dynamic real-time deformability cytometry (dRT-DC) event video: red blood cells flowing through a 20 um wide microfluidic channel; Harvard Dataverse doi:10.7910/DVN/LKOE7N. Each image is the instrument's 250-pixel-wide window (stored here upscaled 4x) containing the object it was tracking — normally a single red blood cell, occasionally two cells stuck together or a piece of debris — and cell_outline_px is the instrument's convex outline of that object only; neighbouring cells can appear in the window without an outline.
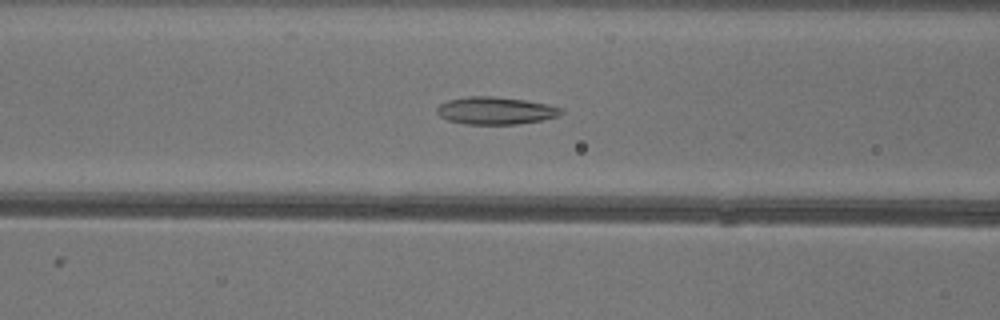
{"species": "common noctule bat (a hibernating species)", "species_latin": "Nyctalus noctula", "temperature_condition": "warm", "stored_images_in_passage": 28, "camera_frame_rate_fps": 3000, "um_per_image_px": 0.085, "animal": {"sex": "female"}, "frame": {"image": 1, "passage_image": 19, "time_ms": 6.0, "image_size_px": [1000, 320], "cell_outline_px": [[564, 112], [560, 116], [540, 120], [516, 124], [464, 124], [448, 120], [440, 116], [436, 112], [436, 108], [440, 104], [448, 100], [468, 96], [492, 96], [524, 100], [548, 104], [564, 108]], "centroid_in_image_um": [42.14, 9.4], "position_along_channel_um": 124.5, "area_um2": 19.94}}
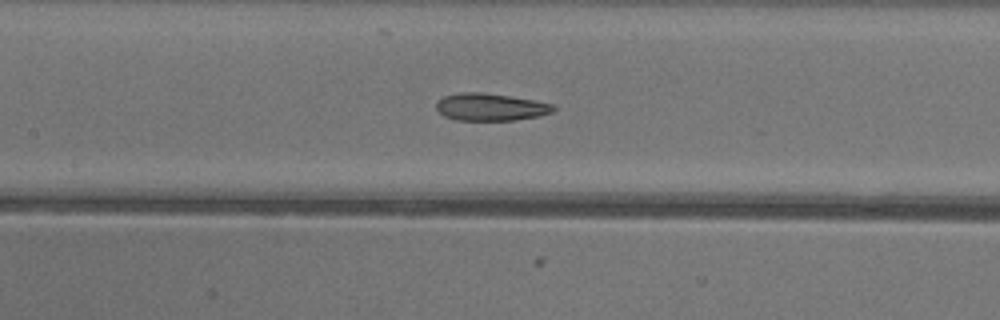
{"frame": {"image": 2, "passage_image": 22, "time_ms": 7.0, "image_size_px": [1000, 320], "cell_outline_px": [[556, 108], [552, 112], [540, 116], [512, 120], [456, 120], [444, 116], [436, 108], [436, 100], [444, 96], [460, 92], [484, 92], [556, 104]], "centroid_in_image_um": [41.68, 9.09], "position_along_channel_um": 165.7, "area_um2": 18.73}}
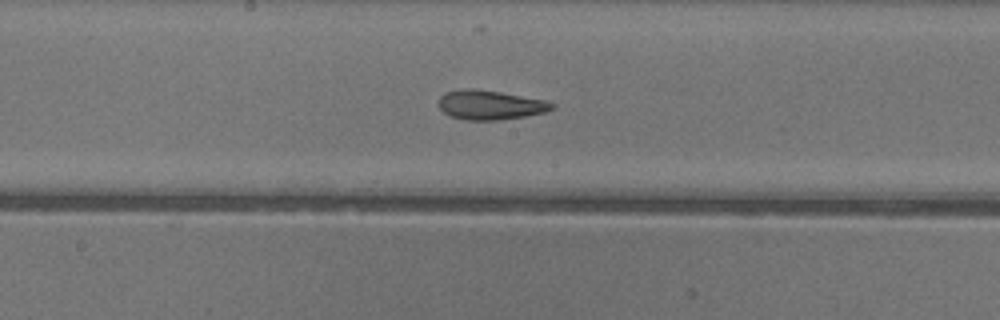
{"frame": {"image": 3, "passage_image": 25, "time_ms": 8.0, "image_size_px": [1000, 320], "cell_outline_px": [[556, 104], [552, 108], [544, 112], [524, 116], [500, 120], [464, 120], [452, 116], [444, 112], [440, 108], [440, 96], [444, 92], [460, 88], [476, 88], [500, 92], [544, 100]], "centroid_in_image_um": [41.63, 8.91], "position_along_channel_um": 206.6, "area_um2": 19.31}}